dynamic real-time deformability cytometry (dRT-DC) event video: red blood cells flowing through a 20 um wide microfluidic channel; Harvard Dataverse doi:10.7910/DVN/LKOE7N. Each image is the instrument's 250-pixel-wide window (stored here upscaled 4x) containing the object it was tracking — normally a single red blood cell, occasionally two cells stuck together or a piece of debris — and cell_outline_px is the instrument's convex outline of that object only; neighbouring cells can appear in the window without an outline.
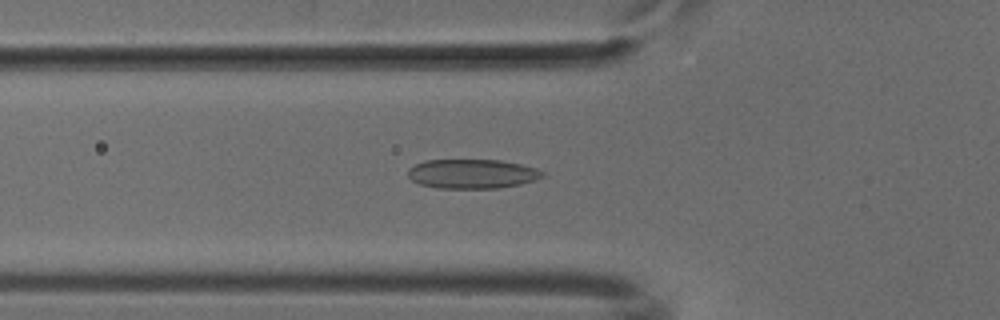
{"species": "common noctule bat (a hibernating species)", "species_latin": "Nyctalus noctula", "temperature_condition": "cold", "stored_images_in_passage": 50, "camera_frame_rate_fps": 3000, "um_per_image_px": 0.085, "animal": {"sex": "male", "body_mass_g": 18.8}, "frame": {"image": 1, "passage_image": 17, "time_ms": 5.333, "image_size_px": [1000, 320], "cell_outline_px": [[544, 176], [520, 184], [496, 188], [436, 188], [420, 184], [412, 180], [408, 176], [408, 168], [424, 160], [500, 160], [520, 164], [536, 168], [544, 172]], "centroid_in_image_um": [40.1, 14.77], "position_along_channel_um": 85.7, "area_um2": 22.89}}
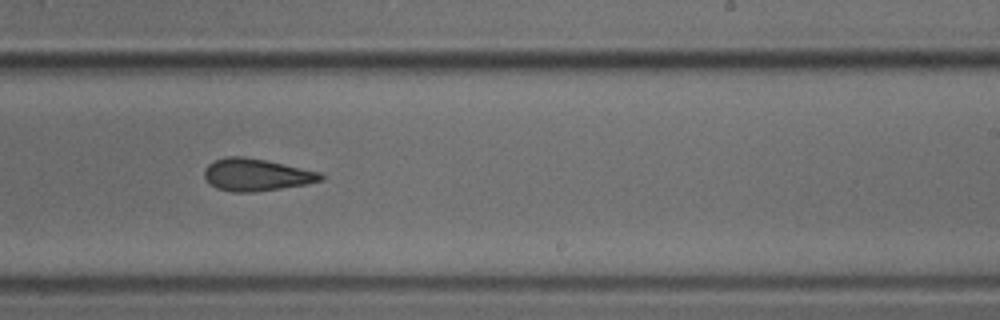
{"frame": {"image": 2, "passage_image": 31, "time_ms": 10.0, "image_size_px": [1000, 320], "cell_outline_px": [[324, 180], [308, 184], [256, 192], [232, 192], [216, 188], [204, 176], [204, 172], [208, 164], [224, 156], [244, 156], [264, 160], [320, 172], [324, 176]], "centroid_in_image_um": [21.8, 14.86], "position_along_channel_um": 267.2, "area_um2": 21.79}}
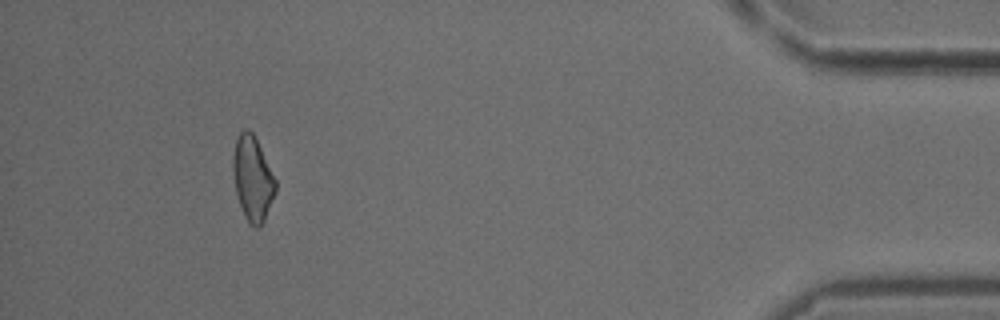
{"frame": {"image": 3, "passage_image": 47, "time_ms": 15.333, "image_size_px": [1000, 320], "cell_outline_px": [[276, 192], [264, 220], [260, 228], [256, 228], [244, 216], [236, 192], [232, 168], [232, 156], [236, 140], [240, 132], [244, 128], [248, 128], [252, 132], [276, 180]], "centroid_in_image_um": [21.46, 15.17], "position_along_channel_um": 413.7, "area_um2": 20.69}}